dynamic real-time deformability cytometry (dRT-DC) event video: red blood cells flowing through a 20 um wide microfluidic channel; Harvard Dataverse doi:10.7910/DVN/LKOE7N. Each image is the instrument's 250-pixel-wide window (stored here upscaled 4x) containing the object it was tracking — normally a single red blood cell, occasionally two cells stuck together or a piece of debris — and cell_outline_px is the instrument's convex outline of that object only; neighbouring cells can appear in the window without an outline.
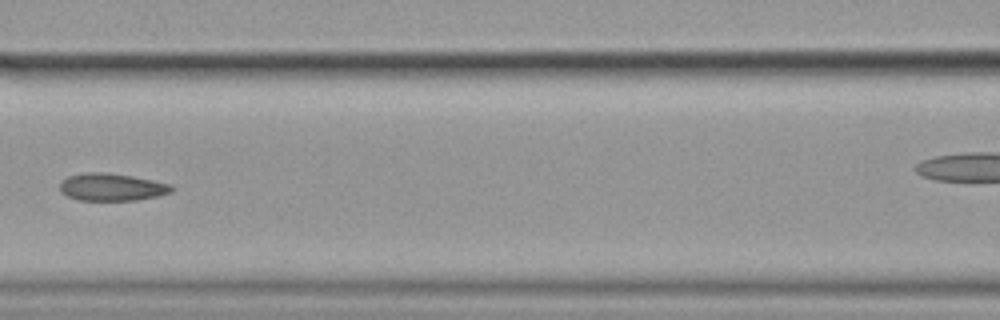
{"species": "common noctule bat (a hibernating species)", "species_latin": "Nyctalus noctula", "temperature_condition": "cold", "stored_images_in_passage": 10, "segment_of_instrument_passage": [1, 2], "camera_frame_rate_fps": 3000, "um_per_image_px": 0.085, "animal": {"sex": "female", "body_mass_g": 19.9}, "frame": {"image": 1, "passage_image": 7, "time_ms": 2.0, "image_size_px": [1000, 320], "cell_outline_px": [[176, 188], [172, 192], [156, 196], [136, 200], [80, 200], [68, 196], [60, 192], [60, 180], [68, 176], [84, 172], [104, 172], [132, 176], [172, 184]], "centroid_in_image_um": [9.5, 15.89], "position_along_channel_um": 157.1, "area_um2": 17.98}}
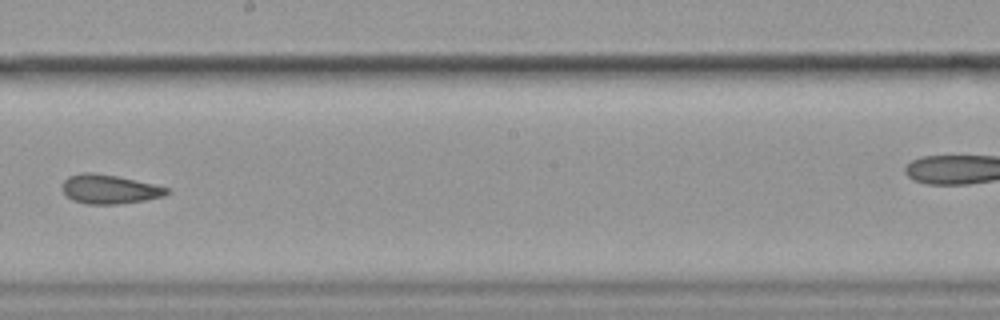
{"frame": {"image": 2, "passage_image": 9, "time_ms": 2.667, "image_size_px": [1000, 320], "cell_outline_px": [[168, 192], [164, 196], [144, 200], [116, 204], [84, 204], [72, 200], [60, 188], [64, 180], [68, 176], [80, 172], [92, 172], [116, 176], [152, 184], [168, 188]], "centroid_in_image_um": [9.22, 16.08], "position_along_channel_um": 239.0, "area_um2": 17.63}}